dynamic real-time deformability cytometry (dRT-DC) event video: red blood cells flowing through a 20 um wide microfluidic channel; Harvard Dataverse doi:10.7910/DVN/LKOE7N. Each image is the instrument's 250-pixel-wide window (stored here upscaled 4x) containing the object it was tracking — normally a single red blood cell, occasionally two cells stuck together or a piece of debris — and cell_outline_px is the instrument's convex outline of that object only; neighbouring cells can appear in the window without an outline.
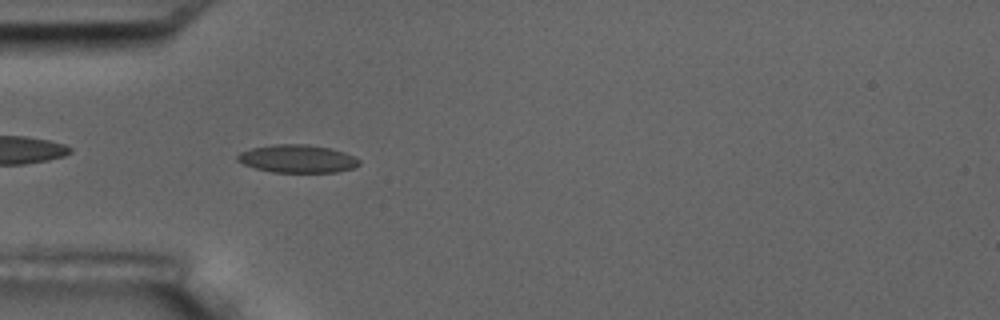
{"species": "common noctule bat (a hibernating species)", "species_latin": "Nyctalus noctula", "temperature_condition": "room temperature", "stored_images_in_passage": 5, "camera_frame_rate_fps": 3000, "um_per_image_px": 0.085, "animal": {"sex": "male", "body_mass_g": 17.5, "forearm_length_mm": 52.3}, "frame": {"image": 1, "passage_image": 5, "time_ms": 4.333, "image_size_px": [1000, 320], "cell_outline_px": [[360, 164], [352, 168], [336, 172], [272, 172], [256, 168], [244, 164], [236, 160], [236, 156], [240, 152], [252, 148], [272, 144], [308, 144], [332, 148], [356, 156], [360, 160]], "centroid_in_image_um": [25.3, 13.48], "position_along_channel_um": 59.7, "area_um2": 19.94}}